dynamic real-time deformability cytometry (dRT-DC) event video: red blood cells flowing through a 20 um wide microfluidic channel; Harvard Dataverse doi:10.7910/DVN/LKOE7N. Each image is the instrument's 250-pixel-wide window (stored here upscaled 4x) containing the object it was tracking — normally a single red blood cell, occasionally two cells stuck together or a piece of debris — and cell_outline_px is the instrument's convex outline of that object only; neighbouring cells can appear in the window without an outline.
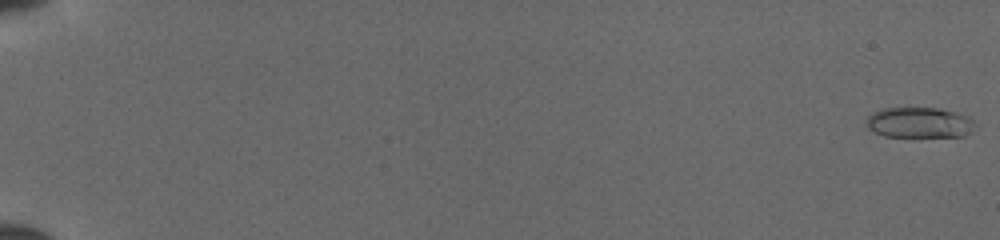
{"species": "common noctule bat (a hibernating species)", "species_latin": "Nyctalus noctula", "temperature_condition": "cold", "stored_images_in_passage": 52, "camera_frame_rate_fps": 3000, "um_per_image_px": 0.085, "animal": {"sex": "female", "body_mass_g": 19.5, "forearm_length_mm": 54.1}, "frame": {"image": 1, "passage_image": 1, "time_ms": 0.0, "image_size_px": [1000, 240], "cell_outline_px": [[976, 124], [972, 132], [964, 136], [884, 136], [868, 128], [864, 120], [872, 112], [884, 108], [940, 108], [956, 112], [968, 116]], "centroid_in_image_um": [78.15, 10.41], "position_along_channel_um": 6.9, "area_um2": 19.42}}
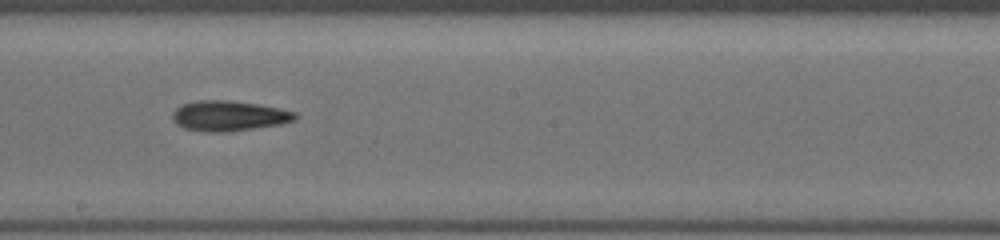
{"frame": {"image": 2, "passage_image": 32, "time_ms": 10.333, "image_size_px": [1000, 240], "cell_outline_px": [[296, 120], [280, 124], [228, 132], [204, 132], [184, 128], [176, 124], [172, 120], [172, 112], [176, 108], [184, 104], [196, 100], [228, 100], [256, 104], [280, 108], [296, 112]], "centroid_in_image_um": [19.43, 9.85], "position_along_channel_um": 228.8, "area_um2": 21.68}}
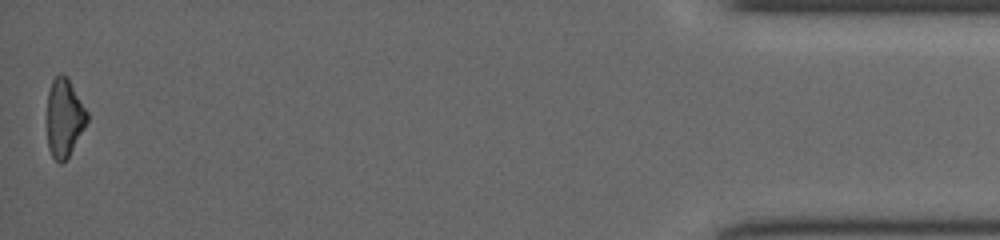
{"frame": {"image": 3, "passage_image": 52, "time_ms": 17.0, "image_size_px": [1000, 240], "cell_outline_px": [[88, 120], [84, 128], [68, 156], [60, 164], [52, 156], [48, 148], [48, 92], [52, 80], [60, 72], [68, 76], [88, 112]], "centroid_in_image_um": [5.47, 9.96], "position_along_channel_um": 429.7, "area_um2": 18.15}}